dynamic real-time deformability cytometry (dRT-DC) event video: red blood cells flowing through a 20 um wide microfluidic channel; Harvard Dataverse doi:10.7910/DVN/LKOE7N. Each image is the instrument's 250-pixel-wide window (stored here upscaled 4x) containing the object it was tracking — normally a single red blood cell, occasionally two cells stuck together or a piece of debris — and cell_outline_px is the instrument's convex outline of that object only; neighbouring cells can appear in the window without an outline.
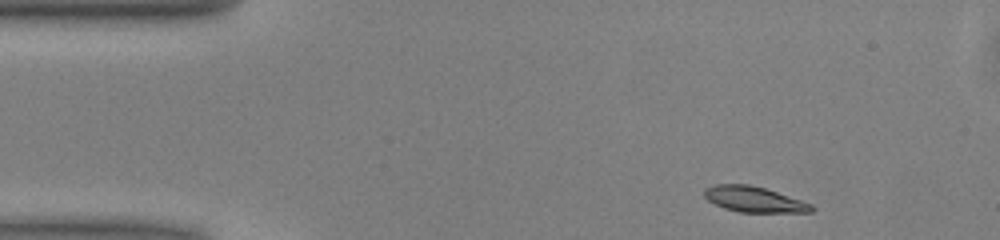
{"species": "common noctule bat (a hibernating species)", "species_latin": "Nyctalus noctula", "temperature_condition": "warm", "stored_images_in_passage": 45, "camera_frame_rate_fps": 3000, "um_per_image_px": 0.085, "animal": {"sex": "male", "body_mass_g": 13.0, "forearm_length_mm": 53.1}, "frame": {"image": 1, "passage_image": 1, "time_ms": 0.0, "image_size_px": [1000, 240], "cell_outline_px": [[816, 208], [812, 212], [740, 212], [724, 208], [708, 200], [704, 196], [704, 188], [716, 184], [748, 184], [764, 188], [812, 204]], "centroid_in_image_um": [64.08, 16.94], "position_along_channel_um": 20.9, "area_um2": 15.84}}
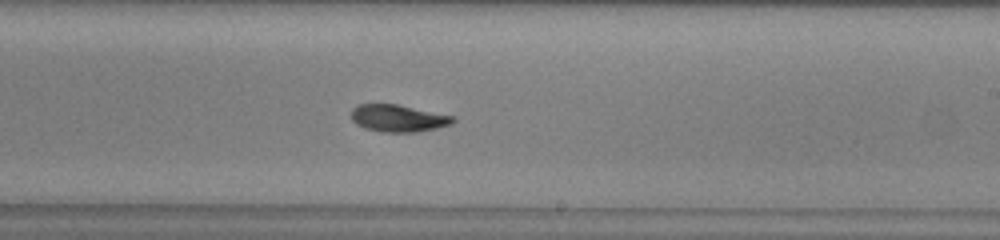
{"frame": {"image": 2, "passage_image": 24, "time_ms": 7.667, "image_size_px": [1000, 240], "cell_outline_px": [[456, 120], [452, 124], [436, 128], [416, 132], [384, 132], [364, 128], [356, 124], [352, 120], [352, 108], [360, 104], [396, 104], [456, 116]], "centroid_in_image_um": [33.88, 10.05], "position_along_channel_um": 255.1, "area_um2": 16.13}}
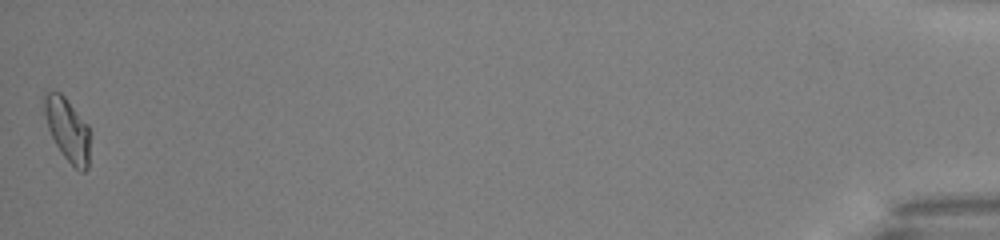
{"frame": {"image": 3, "passage_image": 45, "time_ms": 14.667, "image_size_px": [1000, 240], "cell_outline_px": [[88, 168], [84, 172], [80, 172], [64, 156], [56, 144], [48, 128], [40, 100], [44, 92], [60, 92], [64, 96], [88, 124]], "centroid_in_image_um": [5.69, 10.95], "position_along_channel_um": 429.5, "area_um2": 16.76}, "authors_computed_cell_mechanics": {"area_um2": 16.2996, "velocity_mm_per_s": 4.0165, "shape_relaxation_time_tau1_ms": 4.6917, "shape_relaxation_time_tau2_ms": 4.9117, "deformation_change_tau1": 0.129, "deformation_change_tau2": 0.093}}